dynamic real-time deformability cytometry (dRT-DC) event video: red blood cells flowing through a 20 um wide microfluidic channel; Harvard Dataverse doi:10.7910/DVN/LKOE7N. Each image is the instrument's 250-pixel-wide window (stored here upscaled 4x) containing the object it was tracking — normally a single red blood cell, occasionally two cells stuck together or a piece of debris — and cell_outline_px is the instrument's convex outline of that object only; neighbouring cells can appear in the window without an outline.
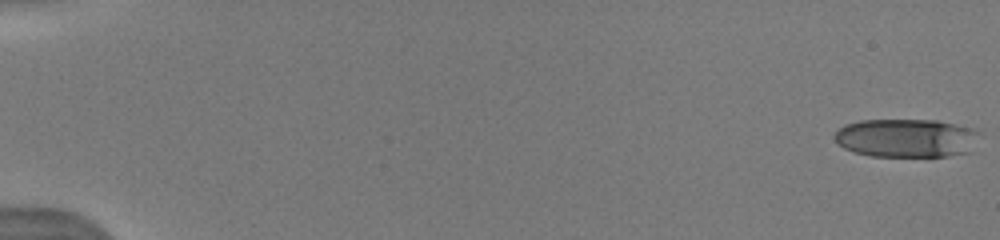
{"species": "human", "species_latin": "Homo sapiens", "temperature_condition": "warm", "stored_images_in_passage": 34, "camera_frame_rate_fps": 3000, "um_per_image_px": 0.085, "donor": {"sex": "male"}, "frame": {"image": 1, "passage_image": 1, "time_ms": 0.0, "image_size_px": [1000, 240], "cell_outline_px": [[980, 132], [972, 152], [948, 156], [872, 156], [852, 152], [844, 148], [832, 136], [844, 124], [860, 120], [936, 120], [972, 128]], "centroid_in_image_um": [77.05, 11.73], "position_along_channel_um": 7.9, "area_um2": 32.77}}
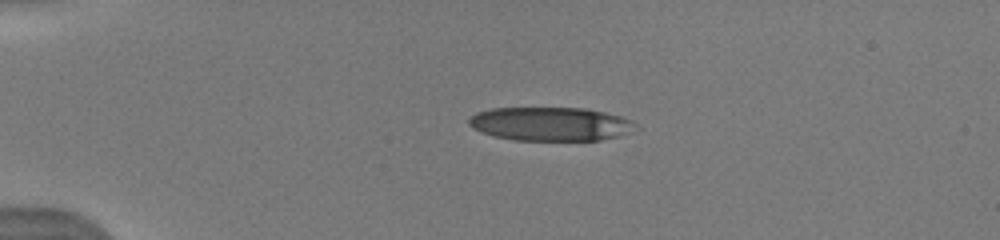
{"frame": {"image": 2, "passage_image": 23, "time_ms": 4.0, "image_size_px": [1000, 240], "cell_outline_px": [[640, 128], [620, 136], [600, 140], [512, 140], [492, 136], [480, 132], [472, 128], [468, 124], [468, 120], [476, 112], [492, 108], [584, 108], [604, 112], [620, 116], [632, 120]], "centroid_in_image_um": [46.8, 10.54], "position_along_channel_um": 38.2, "area_um2": 33.06}}